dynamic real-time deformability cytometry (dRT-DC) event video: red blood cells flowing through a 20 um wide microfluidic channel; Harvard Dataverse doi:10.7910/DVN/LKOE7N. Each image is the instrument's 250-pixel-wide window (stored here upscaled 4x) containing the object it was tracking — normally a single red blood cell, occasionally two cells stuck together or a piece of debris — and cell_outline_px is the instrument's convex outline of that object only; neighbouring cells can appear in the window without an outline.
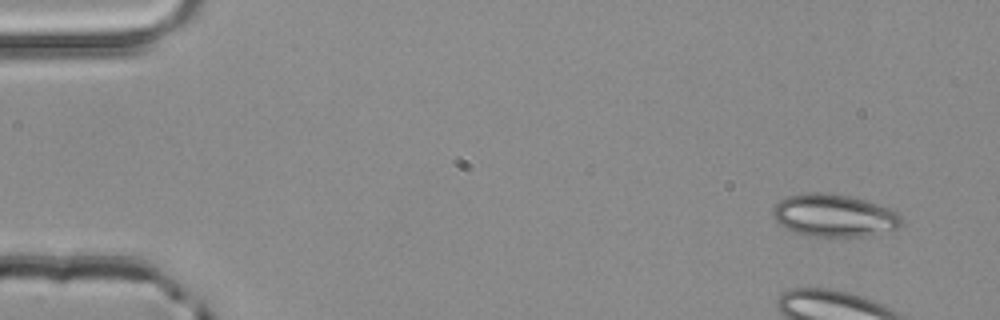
{"species": "common noctule bat (a hibernating species)", "species_latin": "Nyctalus noctula", "temperature_condition": "room temperature", "stored_images_in_passage": 4, "camera_frame_rate_fps": 3000, "um_per_image_px": 0.085, "animal": {"sex": "male", "body_mass_g": 20.4}, "frame": {"image": 1, "passage_image": 1, "time_ms": 0.0, "image_size_px": [1000, 320], "cell_outline_px": [[904, 224], [896, 228], [864, 236], [812, 236], [796, 232], [780, 224], [776, 220], [772, 212], [772, 208], [780, 200], [788, 196], [816, 192], [824, 192], [852, 196], [888, 208], [896, 212], [904, 220]], "centroid_in_image_um": [70.9, 18.3], "position_along_channel_um": 14.1, "area_um2": 31.44}}